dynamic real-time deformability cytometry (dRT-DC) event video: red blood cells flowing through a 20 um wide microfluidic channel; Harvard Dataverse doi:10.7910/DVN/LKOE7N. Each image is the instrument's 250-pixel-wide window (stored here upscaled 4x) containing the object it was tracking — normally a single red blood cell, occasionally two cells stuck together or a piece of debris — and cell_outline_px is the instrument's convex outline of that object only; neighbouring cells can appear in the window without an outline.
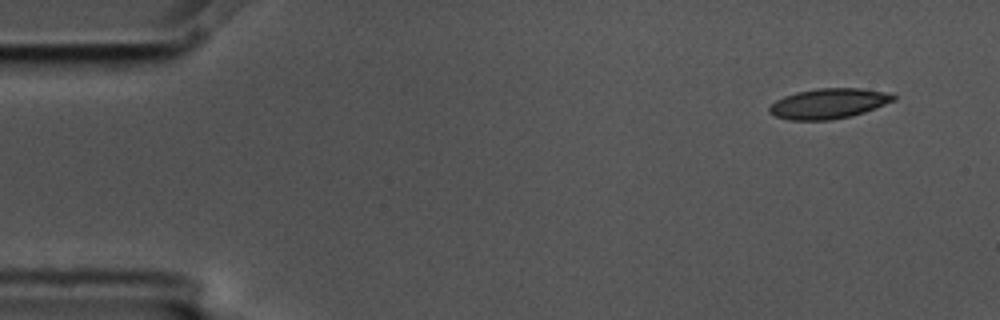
{"species": "common noctule bat (a hibernating species)", "species_latin": "Nyctalus noctula", "temperature_condition": "cold", "stored_images_in_passage": 4, "camera_frame_rate_fps": 3000, "um_per_image_px": 0.085, "animal": {"sex": "male", "body_mass_g": 17.5, "forearm_length_mm": 52.3}, "frame": {"image": 1, "passage_image": 1, "time_ms": 0.0, "image_size_px": [1000, 320], "cell_outline_px": [[896, 100], [864, 112], [832, 120], [788, 120], [776, 116], [768, 112], [768, 108], [776, 100], [784, 96], [796, 92], [816, 88], [860, 88], [892, 92], [896, 96]], "centroid_in_image_um": [70.45, 8.79], "position_along_channel_um": 14.5, "area_um2": 21.96}}
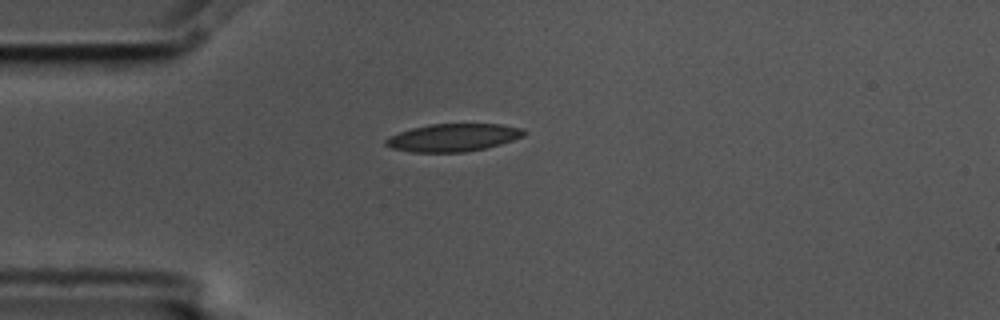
{"frame": {"image": 2, "passage_image": 4, "time_ms": 1.0, "image_size_px": [1000, 320], "cell_outline_px": [[524, 136], [500, 144], [484, 148], [464, 152], [412, 152], [392, 148], [384, 144], [384, 140], [388, 136], [412, 128], [428, 124], [500, 124], [524, 128]], "centroid_in_image_um": [38.49, 11.69], "position_along_channel_um": 46.5, "area_um2": 22.25}}